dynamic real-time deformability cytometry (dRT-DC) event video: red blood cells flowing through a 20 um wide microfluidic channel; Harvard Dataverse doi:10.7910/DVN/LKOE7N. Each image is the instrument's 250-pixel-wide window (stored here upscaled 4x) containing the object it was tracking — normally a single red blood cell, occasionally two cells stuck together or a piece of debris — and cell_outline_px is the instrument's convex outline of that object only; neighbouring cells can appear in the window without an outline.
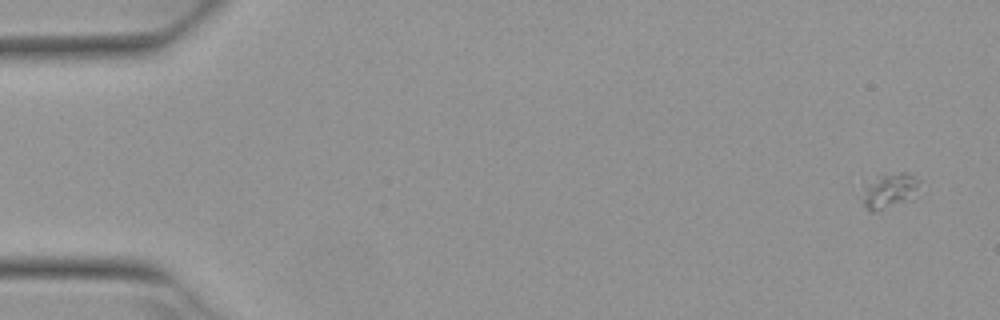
{"species": "Egyptian fruit bat (a non-hibernating species)", "species_latin": "Rousettus aegyptiacus", "temperature_condition": "warm", "stored_images_in_passage": 4, "camera_frame_rate_fps": 3000, "um_per_image_px": 0.085, "animal": {"sex": "female"}, "frame": {"image": 1, "passage_image": 1, "time_ms": 0.0, "image_size_px": [1000, 320], "cell_outline_px": [[916, 188], [912, 200], [876, 212], [872, 212], [864, 208], [860, 200], [864, 188], [884, 172], [908, 172], [916, 180]], "centroid_in_image_um": [75.53, 16.25], "position_along_channel_um": 9.5, "area_um2": 11.73}}
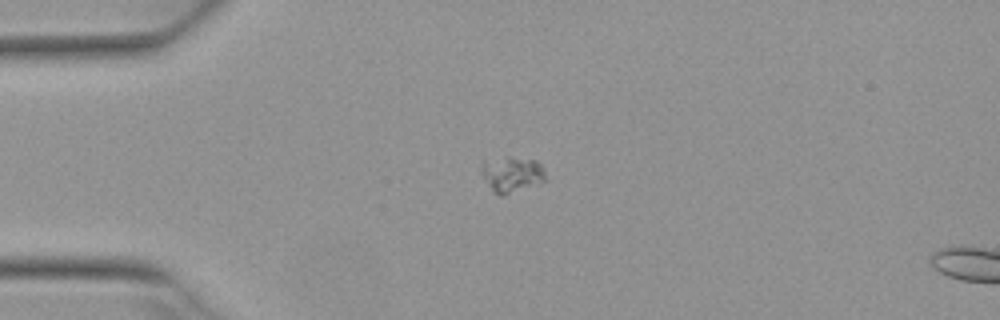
{"frame": {"image": 2, "passage_image": 4, "time_ms": 1.0, "image_size_px": [1000, 320], "cell_outline_px": [[548, 180], [540, 184], [500, 196], [492, 192], [480, 172], [480, 160], [508, 156], [536, 160], [544, 168]], "centroid_in_image_um": [43.49, 14.8], "position_along_channel_um": 41.5, "area_um2": 13.99}}